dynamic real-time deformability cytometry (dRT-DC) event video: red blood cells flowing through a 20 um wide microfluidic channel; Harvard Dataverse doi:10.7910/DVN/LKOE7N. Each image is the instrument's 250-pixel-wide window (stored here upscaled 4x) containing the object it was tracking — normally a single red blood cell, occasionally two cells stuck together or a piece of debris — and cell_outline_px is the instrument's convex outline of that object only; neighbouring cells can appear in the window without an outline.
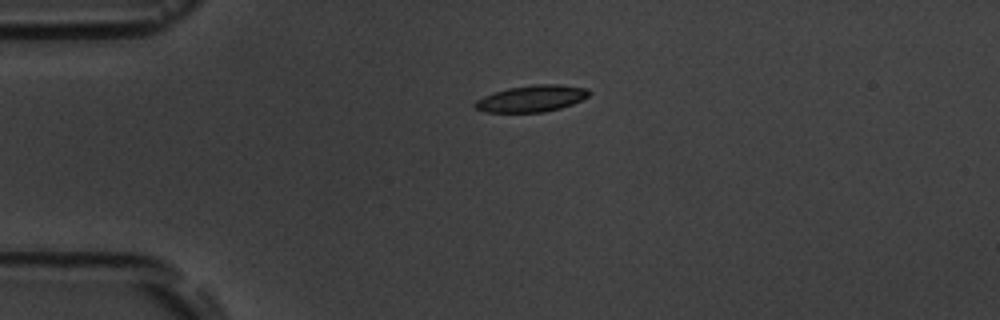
{"species": "common noctule bat (a hibernating species)", "species_latin": "Nyctalus noctula", "temperature_condition": "room temperature", "stored_images_in_passage": 1, "camera_frame_rate_fps": 3000, "um_per_image_px": 0.085, "animal": {"sex": "male", "body_mass_g": 19.5, "forearm_length_mm": 54.6}, "frame": {"image": 1, "passage_image": 1, "time_ms": 0.0, "image_size_px": [1000, 320], "cell_outline_px": [[592, 92], [588, 96], [572, 104], [560, 108], [544, 112], [484, 112], [476, 108], [472, 104], [476, 100], [484, 96], [508, 88], [536, 84], [560, 84], [588, 88]], "centroid_in_image_um": [45.21, 8.37], "position_along_channel_um": 39.8, "area_um2": 17.63}}